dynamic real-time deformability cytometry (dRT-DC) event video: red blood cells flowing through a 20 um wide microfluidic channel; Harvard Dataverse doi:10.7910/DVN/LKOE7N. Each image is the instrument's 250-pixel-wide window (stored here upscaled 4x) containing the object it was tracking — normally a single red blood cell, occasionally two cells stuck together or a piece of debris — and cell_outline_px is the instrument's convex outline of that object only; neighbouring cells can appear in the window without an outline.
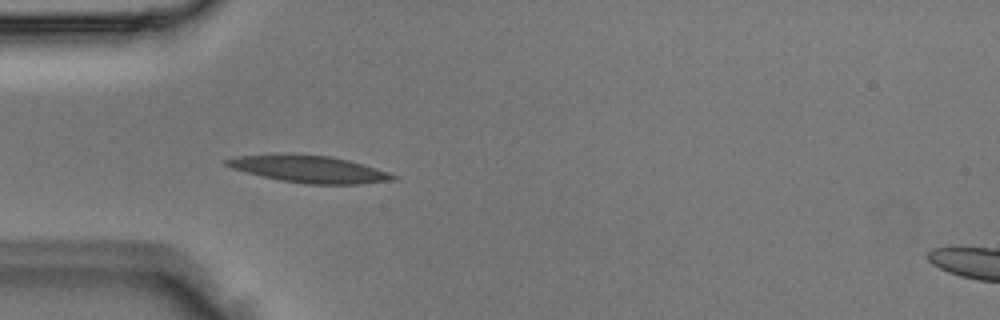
{"species": "Egyptian fruit bat (a non-hibernating species)", "species_latin": "Rousettus aegyptiacus", "temperature_condition": "room temperature", "stored_images_in_passage": 4, "camera_frame_rate_fps": 3000, "um_per_image_px": 0.085, "animal": {"sex": "male"}, "frame": {"image": 1, "passage_image": 3, "time_ms": 0.667, "image_size_px": [1000, 320], "cell_outline_px": [[396, 180], [360, 184], [308, 184], [280, 180], [232, 168], [224, 164], [224, 160], [240, 156], [272, 152], [284, 152], [328, 156], [348, 160], [376, 168], [388, 172], [396, 176]], "centroid_in_image_um": [26.24, 14.35], "position_along_channel_um": 58.8, "area_um2": 26.41}}